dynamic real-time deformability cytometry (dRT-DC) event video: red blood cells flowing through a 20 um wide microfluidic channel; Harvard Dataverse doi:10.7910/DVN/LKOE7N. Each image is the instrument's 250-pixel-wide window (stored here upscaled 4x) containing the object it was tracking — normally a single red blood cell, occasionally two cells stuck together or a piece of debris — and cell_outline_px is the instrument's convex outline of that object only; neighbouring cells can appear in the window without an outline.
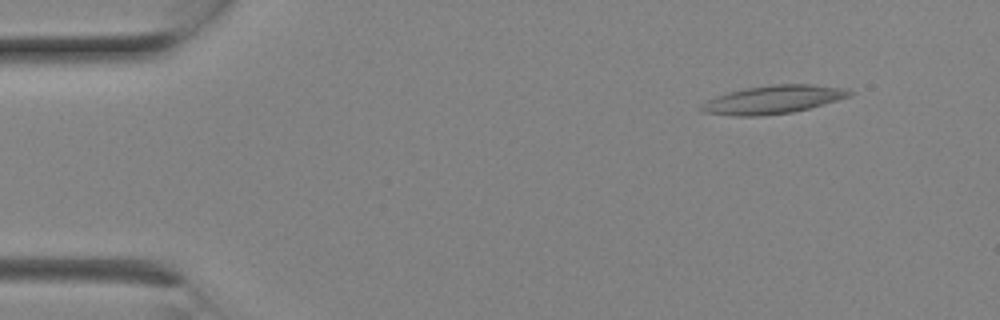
{"species": "Egyptian fruit bat (a non-hibernating species)", "species_latin": "Rousettus aegyptiacus", "temperature_condition": "room temperature", "stored_images_in_passage": 6, "camera_frame_rate_fps": 3000, "um_per_image_px": 0.085, "animal": {"sex": "female"}, "frame": {"image": 1, "passage_image": 2, "time_ms": 0.333, "image_size_px": [1000, 320], "cell_outline_px": [[856, 92], [848, 96], [836, 100], [808, 108], [792, 112], [756, 116], [732, 116], [704, 112], [700, 108], [708, 100], [716, 96], [728, 92], [744, 88], [772, 84], [812, 84], [848, 88]], "centroid_in_image_um": [65.74, 8.45], "position_along_channel_um": 19.3, "area_um2": 24.22}}
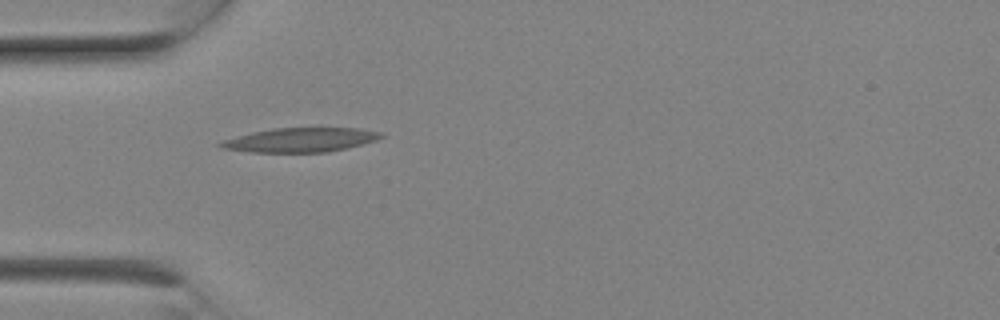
{"frame": {"image": 2, "passage_image": 6, "time_ms": 1.667, "image_size_px": [1000, 320], "cell_outline_px": [[384, 136], [376, 140], [344, 148], [324, 152], [252, 152], [220, 148], [216, 144], [224, 140], [252, 132], [272, 128], [360, 128], [384, 132]], "centroid_in_image_um": [25.54, 11.88], "position_along_channel_um": 59.5, "area_um2": 22.48}}